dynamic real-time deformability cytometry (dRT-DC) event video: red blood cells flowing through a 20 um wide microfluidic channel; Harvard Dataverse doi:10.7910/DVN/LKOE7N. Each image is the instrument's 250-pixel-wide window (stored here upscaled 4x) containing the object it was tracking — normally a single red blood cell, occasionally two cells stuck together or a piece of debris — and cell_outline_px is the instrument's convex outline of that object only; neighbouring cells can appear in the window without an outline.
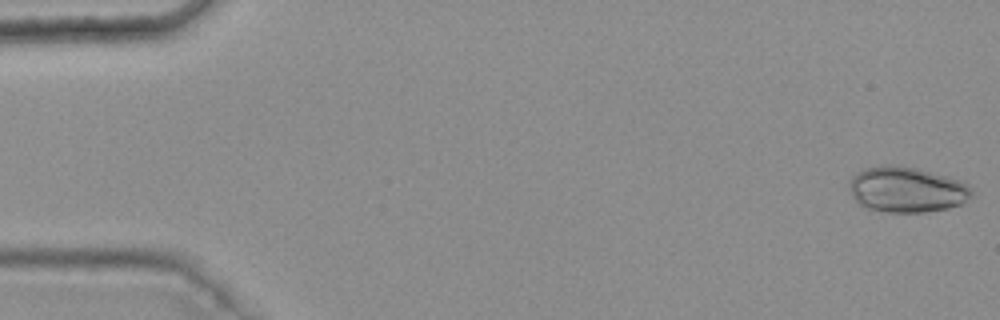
{"species": "common noctule bat (a hibernating species)", "species_latin": "Nyctalus noctula", "temperature_condition": "warm", "stored_images_in_passage": 6, "camera_frame_rate_fps": 3000, "um_per_image_px": 0.085, "animal": {"sex": "female", "body_mass_g": 25.1}, "frame": {"image": 1, "passage_image": 1, "time_ms": 0.0, "image_size_px": [1000, 320], "cell_outline_px": [[972, 196], [960, 204], [948, 208], [924, 212], [888, 212], [864, 208], [852, 196], [848, 184], [848, 180], [856, 172], [864, 168], [888, 164], [892, 164], [916, 168], [960, 180], [968, 184], [972, 192]], "centroid_in_image_um": [77.03, 16.11], "position_along_channel_um": 8.0, "area_um2": 32.6}}
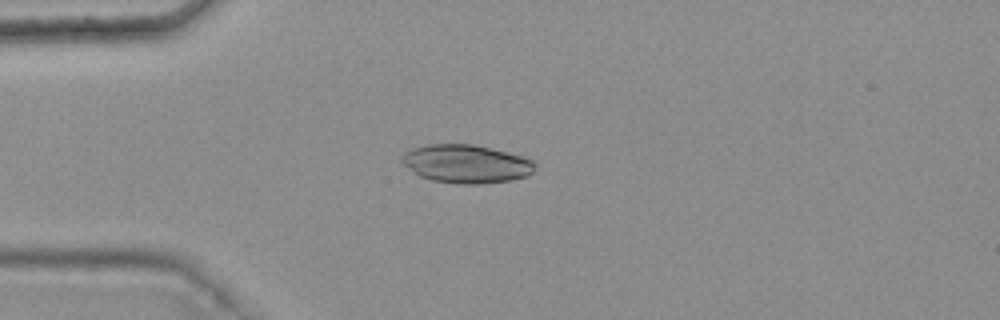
{"frame": {"image": 2, "passage_image": 4, "time_ms": 1.0, "image_size_px": [1000, 320], "cell_outline_px": [[536, 164], [532, 172], [528, 176], [512, 180], [484, 184], [456, 184], [432, 180], [420, 176], [412, 172], [400, 160], [400, 156], [404, 152], [412, 148], [428, 144], [472, 144], [520, 156], [532, 160]], "centroid_in_image_um": [39.59, 13.94], "position_along_channel_um": 45.4, "area_um2": 29.77}}
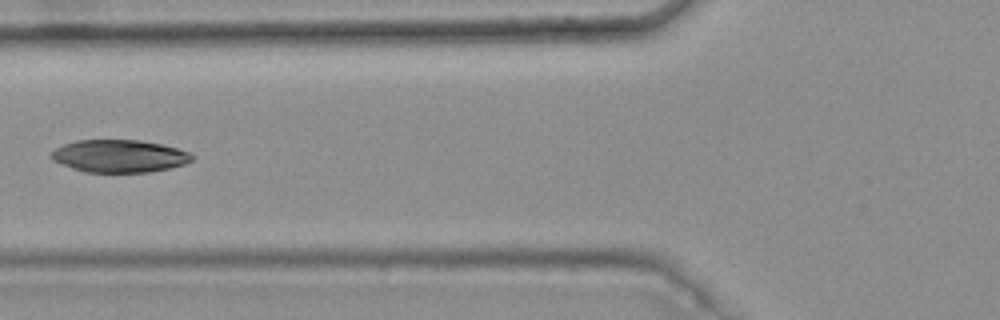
{"frame": {"image": 3, "passage_image": 6, "time_ms": 1.667, "image_size_px": [1000, 320], "cell_outline_px": [[196, 156], [192, 160], [184, 164], [172, 168], [148, 172], [84, 172], [60, 164], [52, 160], [52, 152], [56, 148], [64, 144], [76, 140], [140, 140], [160, 144], [176, 148], [188, 152]], "centroid_in_image_um": [10.15, 13.27], "position_along_channel_um": 115.7, "area_um2": 26.7}}